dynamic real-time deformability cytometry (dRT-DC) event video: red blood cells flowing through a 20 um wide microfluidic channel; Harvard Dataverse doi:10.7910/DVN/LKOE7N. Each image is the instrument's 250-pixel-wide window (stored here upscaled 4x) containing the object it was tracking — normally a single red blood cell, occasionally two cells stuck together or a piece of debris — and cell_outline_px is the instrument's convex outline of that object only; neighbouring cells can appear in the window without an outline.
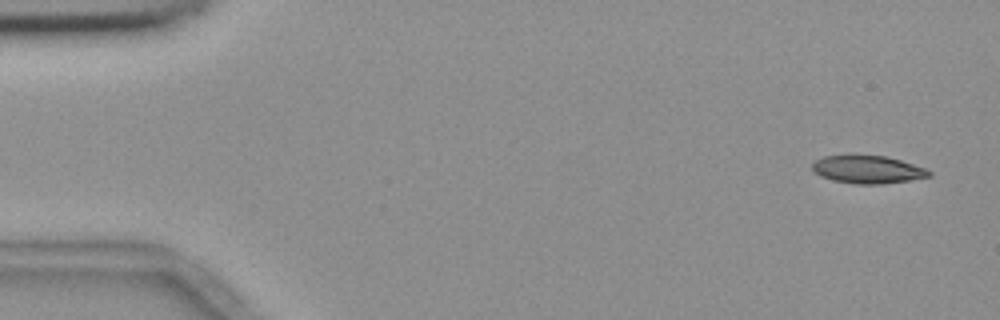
{"species": "common noctule bat (a hibernating species)", "species_latin": "Nyctalus noctula", "temperature_condition": "room temperature", "stored_images_in_passage": 55, "camera_frame_rate_fps": 3000, "um_per_image_px": 0.085, "animal": {"sex": "female", "body_mass_g": 18.4}, "frame": {"image": 1, "passage_image": 1, "time_ms": 0.0, "image_size_px": [1000, 320], "cell_outline_px": [[932, 176], [908, 180], [880, 184], [856, 184], [836, 180], [820, 176], [812, 168], [812, 164], [816, 160], [824, 156], [884, 156], [900, 160], [924, 168], [932, 172]], "centroid_in_image_um": [73.77, 14.41], "position_along_channel_um": 11.2, "area_um2": 18.44}}
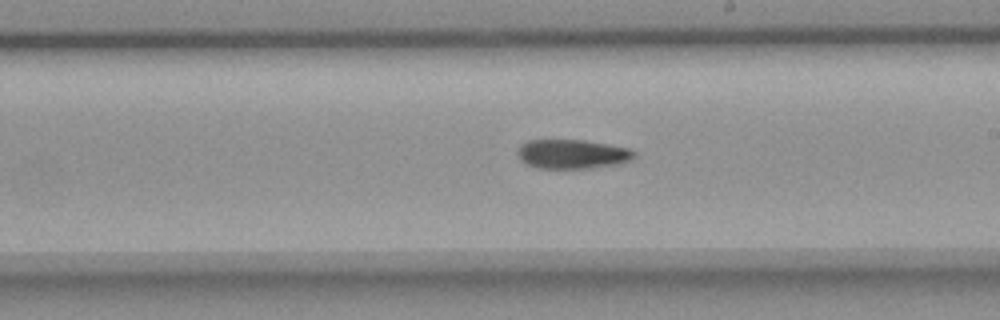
{"frame": {"image": 2, "passage_image": 30, "time_ms": 9.667, "image_size_px": [1000, 320], "cell_outline_px": [[636, 156], [632, 160], [620, 164], [592, 168], [536, 168], [524, 164], [520, 160], [516, 152], [520, 144], [528, 140], [584, 140], [628, 148], [636, 152]], "centroid_in_image_um": [48.62, 13.1], "position_along_channel_um": 240.4, "area_um2": 20.17}}
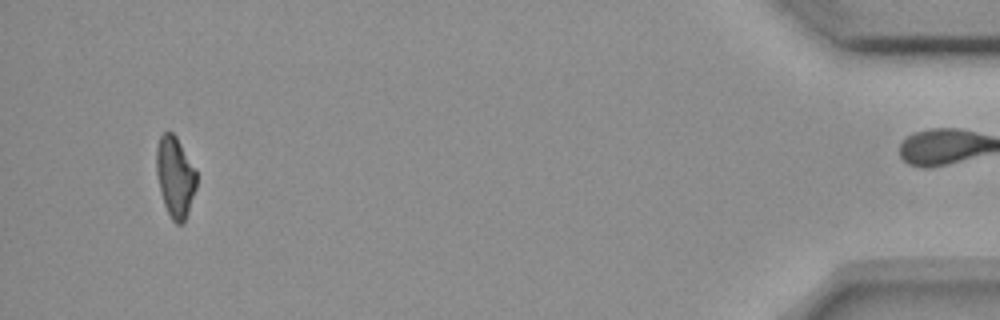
{"frame": {"image": 3, "passage_image": 51, "time_ms": 16.667, "image_size_px": [1000, 320], "cell_outline_px": [[196, 188], [184, 224], [176, 224], [172, 220], [164, 204], [160, 192], [156, 172], [156, 148], [160, 136], [164, 132], [172, 132], [176, 136], [196, 172]], "centroid_in_image_um": [14.87, 15.05], "position_along_channel_um": 420.3, "area_um2": 18.73}}